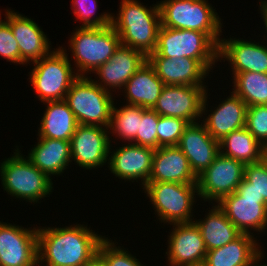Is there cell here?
<instances>
[{"label": "cell", "mask_w": 267, "mask_h": 266, "mask_svg": "<svg viewBox=\"0 0 267 266\" xmlns=\"http://www.w3.org/2000/svg\"><path fill=\"white\" fill-rule=\"evenodd\" d=\"M87 226L38 227V266H85L105 238Z\"/></svg>", "instance_id": "1"}, {"label": "cell", "mask_w": 267, "mask_h": 266, "mask_svg": "<svg viewBox=\"0 0 267 266\" xmlns=\"http://www.w3.org/2000/svg\"><path fill=\"white\" fill-rule=\"evenodd\" d=\"M119 13H112L111 26L122 45L142 52L146 57L157 47L161 17L158 2L147 7L138 0H121ZM114 14V15H113Z\"/></svg>", "instance_id": "2"}, {"label": "cell", "mask_w": 267, "mask_h": 266, "mask_svg": "<svg viewBox=\"0 0 267 266\" xmlns=\"http://www.w3.org/2000/svg\"><path fill=\"white\" fill-rule=\"evenodd\" d=\"M68 41V50L72 53L71 60H74V70L78 76L93 73L112 57L121 44L119 35L111 25L88 28L77 26Z\"/></svg>", "instance_id": "3"}, {"label": "cell", "mask_w": 267, "mask_h": 266, "mask_svg": "<svg viewBox=\"0 0 267 266\" xmlns=\"http://www.w3.org/2000/svg\"><path fill=\"white\" fill-rule=\"evenodd\" d=\"M16 146L14 154L0 162V179L4 191L15 199L36 204L53 192V178L35 167Z\"/></svg>", "instance_id": "4"}, {"label": "cell", "mask_w": 267, "mask_h": 266, "mask_svg": "<svg viewBox=\"0 0 267 266\" xmlns=\"http://www.w3.org/2000/svg\"><path fill=\"white\" fill-rule=\"evenodd\" d=\"M158 6L161 26L200 31L219 45L223 22L208 0H163Z\"/></svg>", "instance_id": "5"}, {"label": "cell", "mask_w": 267, "mask_h": 266, "mask_svg": "<svg viewBox=\"0 0 267 266\" xmlns=\"http://www.w3.org/2000/svg\"><path fill=\"white\" fill-rule=\"evenodd\" d=\"M53 49L47 56L32 62L34 68L29 72V82L42 103L64 100L72 83L79 77L66 48Z\"/></svg>", "instance_id": "6"}, {"label": "cell", "mask_w": 267, "mask_h": 266, "mask_svg": "<svg viewBox=\"0 0 267 266\" xmlns=\"http://www.w3.org/2000/svg\"><path fill=\"white\" fill-rule=\"evenodd\" d=\"M92 76H79L69 88L64 101L74 113L78 124L108 128L114 95L101 88Z\"/></svg>", "instance_id": "7"}, {"label": "cell", "mask_w": 267, "mask_h": 266, "mask_svg": "<svg viewBox=\"0 0 267 266\" xmlns=\"http://www.w3.org/2000/svg\"><path fill=\"white\" fill-rule=\"evenodd\" d=\"M142 189L150 198L149 202L155 209L160 223L171 225L195 220L194 217L192 219V209L197 202V184L148 182Z\"/></svg>", "instance_id": "8"}, {"label": "cell", "mask_w": 267, "mask_h": 266, "mask_svg": "<svg viewBox=\"0 0 267 266\" xmlns=\"http://www.w3.org/2000/svg\"><path fill=\"white\" fill-rule=\"evenodd\" d=\"M155 52L161 57L196 59L208 72L218 62V46L200 31L161 26Z\"/></svg>", "instance_id": "9"}, {"label": "cell", "mask_w": 267, "mask_h": 266, "mask_svg": "<svg viewBox=\"0 0 267 266\" xmlns=\"http://www.w3.org/2000/svg\"><path fill=\"white\" fill-rule=\"evenodd\" d=\"M217 205L242 234L254 235L252 230L266 232L267 203L254 189L248 188L245 178L235 192L224 196Z\"/></svg>", "instance_id": "10"}, {"label": "cell", "mask_w": 267, "mask_h": 266, "mask_svg": "<svg viewBox=\"0 0 267 266\" xmlns=\"http://www.w3.org/2000/svg\"><path fill=\"white\" fill-rule=\"evenodd\" d=\"M245 164L219 153L211 165L197 176L198 197L218 203L236 191L244 178Z\"/></svg>", "instance_id": "11"}, {"label": "cell", "mask_w": 267, "mask_h": 266, "mask_svg": "<svg viewBox=\"0 0 267 266\" xmlns=\"http://www.w3.org/2000/svg\"><path fill=\"white\" fill-rule=\"evenodd\" d=\"M37 230L0 221V266H38Z\"/></svg>", "instance_id": "12"}, {"label": "cell", "mask_w": 267, "mask_h": 266, "mask_svg": "<svg viewBox=\"0 0 267 266\" xmlns=\"http://www.w3.org/2000/svg\"><path fill=\"white\" fill-rule=\"evenodd\" d=\"M207 86L165 85L152 108L159 116L177 117L189 124L200 122ZM199 119V121H198Z\"/></svg>", "instance_id": "13"}, {"label": "cell", "mask_w": 267, "mask_h": 266, "mask_svg": "<svg viewBox=\"0 0 267 266\" xmlns=\"http://www.w3.org/2000/svg\"><path fill=\"white\" fill-rule=\"evenodd\" d=\"M108 135V128L79 124L70 140L71 160L86 170L106 165L112 143Z\"/></svg>", "instance_id": "14"}, {"label": "cell", "mask_w": 267, "mask_h": 266, "mask_svg": "<svg viewBox=\"0 0 267 266\" xmlns=\"http://www.w3.org/2000/svg\"><path fill=\"white\" fill-rule=\"evenodd\" d=\"M127 142L112 151L110 144L107 166L119 179L141 182L143 188L149 180L155 149ZM112 151V152H111ZM133 180V181H132Z\"/></svg>", "instance_id": "15"}, {"label": "cell", "mask_w": 267, "mask_h": 266, "mask_svg": "<svg viewBox=\"0 0 267 266\" xmlns=\"http://www.w3.org/2000/svg\"><path fill=\"white\" fill-rule=\"evenodd\" d=\"M168 235L169 266H202L207 253L204 240L195 222L171 224Z\"/></svg>", "instance_id": "16"}, {"label": "cell", "mask_w": 267, "mask_h": 266, "mask_svg": "<svg viewBox=\"0 0 267 266\" xmlns=\"http://www.w3.org/2000/svg\"><path fill=\"white\" fill-rule=\"evenodd\" d=\"M243 38H222L218 45V61H228L232 75L241 72L267 73V45ZM221 58V59H220Z\"/></svg>", "instance_id": "17"}, {"label": "cell", "mask_w": 267, "mask_h": 266, "mask_svg": "<svg viewBox=\"0 0 267 266\" xmlns=\"http://www.w3.org/2000/svg\"><path fill=\"white\" fill-rule=\"evenodd\" d=\"M208 92L206 91L202 103V123L209 134L217 141L222 140L225 136L233 131L245 127L246 120V103L233 91L230 95L208 110ZM208 101V102H207ZM207 106V107H206ZM210 111V114L207 113ZM206 115L205 117L203 116Z\"/></svg>", "instance_id": "18"}, {"label": "cell", "mask_w": 267, "mask_h": 266, "mask_svg": "<svg viewBox=\"0 0 267 266\" xmlns=\"http://www.w3.org/2000/svg\"><path fill=\"white\" fill-rule=\"evenodd\" d=\"M146 61L147 57L142 52L120 44L112 57L93 72L98 76L95 77L97 80H92L109 92H121L126 82Z\"/></svg>", "instance_id": "19"}, {"label": "cell", "mask_w": 267, "mask_h": 266, "mask_svg": "<svg viewBox=\"0 0 267 266\" xmlns=\"http://www.w3.org/2000/svg\"><path fill=\"white\" fill-rule=\"evenodd\" d=\"M6 22L19 45L20 64L31 65V62L40 60L51 52L50 39L33 19L11 10Z\"/></svg>", "instance_id": "20"}, {"label": "cell", "mask_w": 267, "mask_h": 266, "mask_svg": "<svg viewBox=\"0 0 267 266\" xmlns=\"http://www.w3.org/2000/svg\"><path fill=\"white\" fill-rule=\"evenodd\" d=\"M177 146L187 157L196 176L208 168L220 153L219 141L200 122L191 123L184 129Z\"/></svg>", "instance_id": "21"}, {"label": "cell", "mask_w": 267, "mask_h": 266, "mask_svg": "<svg viewBox=\"0 0 267 266\" xmlns=\"http://www.w3.org/2000/svg\"><path fill=\"white\" fill-rule=\"evenodd\" d=\"M147 60L165 85L206 86L209 72L196 59L161 57L154 51Z\"/></svg>", "instance_id": "22"}, {"label": "cell", "mask_w": 267, "mask_h": 266, "mask_svg": "<svg viewBox=\"0 0 267 266\" xmlns=\"http://www.w3.org/2000/svg\"><path fill=\"white\" fill-rule=\"evenodd\" d=\"M148 182L197 184V176L178 146L155 149Z\"/></svg>", "instance_id": "23"}, {"label": "cell", "mask_w": 267, "mask_h": 266, "mask_svg": "<svg viewBox=\"0 0 267 266\" xmlns=\"http://www.w3.org/2000/svg\"><path fill=\"white\" fill-rule=\"evenodd\" d=\"M254 236L241 234L225 246L207 251L202 266H251L264 253Z\"/></svg>", "instance_id": "24"}, {"label": "cell", "mask_w": 267, "mask_h": 266, "mask_svg": "<svg viewBox=\"0 0 267 266\" xmlns=\"http://www.w3.org/2000/svg\"><path fill=\"white\" fill-rule=\"evenodd\" d=\"M37 141L26 157L50 178L62 175L72 162L70 141L39 137Z\"/></svg>", "instance_id": "25"}, {"label": "cell", "mask_w": 267, "mask_h": 266, "mask_svg": "<svg viewBox=\"0 0 267 266\" xmlns=\"http://www.w3.org/2000/svg\"><path fill=\"white\" fill-rule=\"evenodd\" d=\"M164 86L165 84L147 60L126 82L122 92L125 93L126 104L152 109Z\"/></svg>", "instance_id": "26"}, {"label": "cell", "mask_w": 267, "mask_h": 266, "mask_svg": "<svg viewBox=\"0 0 267 266\" xmlns=\"http://www.w3.org/2000/svg\"><path fill=\"white\" fill-rule=\"evenodd\" d=\"M44 115L38 127L39 138L70 141L78 122L68 104L62 101H46Z\"/></svg>", "instance_id": "27"}, {"label": "cell", "mask_w": 267, "mask_h": 266, "mask_svg": "<svg viewBox=\"0 0 267 266\" xmlns=\"http://www.w3.org/2000/svg\"><path fill=\"white\" fill-rule=\"evenodd\" d=\"M208 211L203 219L194 221L200 230L207 251L225 246L242 234L217 204Z\"/></svg>", "instance_id": "28"}, {"label": "cell", "mask_w": 267, "mask_h": 266, "mask_svg": "<svg viewBox=\"0 0 267 266\" xmlns=\"http://www.w3.org/2000/svg\"><path fill=\"white\" fill-rule=\"evenodd\" d=\"M220 153L224 156L252 164L264 159L265 147L246 127L233 131L219 141Z\"/></svg>", "instance_id": "29"}, {"label": "cell", "mask_w": 267, "mask_h": 266, "mask_svg": "<svg viewBox=\"0 0 267 266\" xmlns=\"http://www.w3.org/2000/svg\"><path fill=\"white\" fill-rule=\"evenodd\" d=\"M232 77L233 92L247 105H267V73L241 72Z\"/></svg>", "instance_id": "30"}, {"label": "cell", "mask_w": 267, "mask_h": 266, "mask_svg": "<svg viewBox=\"0 0 267 266\" xmlns=\"http://www.w3.org/2000/svg\"><path fill=\"white\" fill-rule=\"evenodd\" d=\"M140 121H142V107L126 104L118 108L114 105L108 127L109 134L113 133L114 136L116 134V138L132 143L139 130Z\"/></svg>", "instance_id": "31"}, {"label": "cell", "mask_w": 267, "mask_h": 266, "mask_svg": "<svg viewBox=\"0 0 267 266\" xmlns=\"http://www.w3.org/2000/svg\"><path fill=\"white\" fill-rule=\"evenodd\" d=\"M71 2L76 19L83 23L80 27H109L111 25L112 13H98V16H95L98 7L97 0H72Z\"/></svg>", "instance_id": "32"}, {"label": "cell", "mask_w": 267, "mask_h": 266, "mask_svg": "<svg viewBox=\"0 0 267 266\" xmlns=\"http://www.w3.org/2000/svg\"><path fill=\"white\" fill-rule=\"evenodd\" d=\"M189 123L181 118L160 116L157 127V149L177 146Z\"/></svg>", "instance_id": "33"}, {"label": "cell", "mask_w": 267, "mask_h": 266, "mask_svg": "<svg viewBox=\"0 0 267 266\" xmlns=\"http://www.w3.org/2000/svg\"><path fill=\"white\" fill-rule=\"evenodd\" d=\"M112 241L105 237L98 247V254L104 259L107 266H145L126 248L116 246L115 244L118 242Z\"/></svg>", "instance_id": "34"}, {"label": "cell", "mask_w": 267, "mask_h": 266, "mask_svg": "<svg viewBox=\"0 0 267 266\" xmlns=\"http://www.w3.org/2000/svg\"><path fill=\"white\" fill-rule=\"evenodd\" d=\"M159 115L153 109L142 107V121L132 144L157 149V127Z\"/></svg>", "instance_id": "35"}, {"label": "cell", "mask_w": 267, "mask_h": 266, "mask_svg": "<svg viewBox=\"0 0 267 266\" xmlns=\"http://www.w3.org/2000/svg\"><path fill=\"white\" fill-rule=\"evenodd\" d=\"M245 127L264 146H267V105L247 107Z\"/></svg>", "instance_id": "36"}, {"label": "cell", "mask_w": 267, "mask_h": 266, "mask_svg": "<svg viewBox=\"0 0 267 266\" xmlns=\"http://www.w3.org/2000/svg\"><path fill=\"white\" fill-rule=\"evenodd\" d=\"M244 178L248 181V188L254 189L267 203V163L260 162L246 164Z\"/></svg>", "instance_id": "37"}, {"label": "cell", "mask_w": 267, "mask_h": 266, "mask_svg": "<svg viewBox=\"0 0 267 266\" xmlns=\"http://www.w3.org/2000/svg\"><path fill=\"white\" fill-rule=\"evenodd\" d=\"M0 56L14 64H20V51L10 25L0 26Z\"/></svg>", "instance_id": "38"}, {"label": "cell", "mask_w": 267, "mask_h": 266, "mask_svg": "<svg viewBox=\"0 0 267 266\" xmlns=\"http://www.w3.org/2000/svg\"><path fill=\"white\" fill-rule=\"evenodd\" d=\"M259 10H260V13H261V16H262V19H263V24L265 27H263L265 30V33H267V0H261V2L259 3ZM266 34H264V39L266 42H264L266 45H267V35L265 36Z\"/></svg>", "instance_id": "39"}, {"label": "cell", "mask_w": 267, "mask_h": 266, "mask_svg": "<svg viewBox=\"0 0 267 266\" xmlns=\"http://www.w3.org/2000/svg\"><path fill=\"white\" fill-rule=\"evenodd\" d=\"M85 266H107L104 259L97 253Z\"/></svg>", "instance_id": "40"}, {"label": "cell", "mask_w": 267, "mask_h": 266, "mask_svg": "<svg viewBox=\"0 0 267 266\" xmlns=\"http://www.w3.org/2000/svg\"><path fill=\"white\" fill-rule=\"evenodd\" d=\"M264 255L265 254H263L260 258H258L251 266H267V264L264 262L263 264L262 263L259 264L260 261L261 262L263 261L262 259H264Z\"/></svg>", "instance_id": "41"}, {"label": "cell", "mask_w": 267, "mask_h": 266, "mask_svg": "<svg viewBox=\"0 0 267 266\" xmlns=\"http://www.w3.org/2000/svg\"><path fill=\"white\" fill-rule=\"evenodd\" d=\"M6 11H5V19L4 20H2V18H1V11H0V26H2L5 22H6V20H7V16H8V14H9V12L11 11V9H5Z\"/></svg>", "instance_id": "42"}, {"label": "cell", "mask_w": 267, "mask_h": 266, "mask_svg": "<svg viewBox=\"0 0 267 266\" xmlns=\"http://www.w3.org/2000/svg\"><path fill=\"white\" fill-rule=\"evenodd\" d=\"M264 160L267 163V148H265V150H264Z\"/></svg>", "instance_id": "43"}]
</instances>
